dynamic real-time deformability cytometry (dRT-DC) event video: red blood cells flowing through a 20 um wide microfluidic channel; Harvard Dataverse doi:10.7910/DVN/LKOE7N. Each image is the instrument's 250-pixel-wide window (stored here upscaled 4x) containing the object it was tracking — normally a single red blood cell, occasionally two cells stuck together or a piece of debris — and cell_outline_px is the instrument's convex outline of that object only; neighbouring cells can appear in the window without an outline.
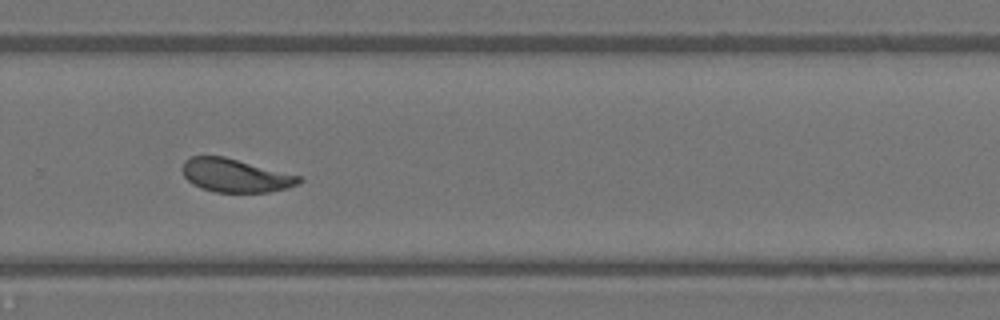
{"species": "Egyptian fruit bat (a non-hibernating species)", "species_latin": "Rousettus aegyptiacus", "temperature_condition": "warm", "stored_images_in_passage": 38, "camera_frame_rate_fps": 3000, "um_per_image_px": 0.085, "animal": {"sex": "female"}, "frame": {"image": 1, "passage_image": 22, "time_ms": 7.0, "image_size_px": [1000, 320], "cell_outline_px": [[304, 180], [300, 184], [288, 188], [268, 192], [216, 192], [200, 188], [192, 184], [184, 176], [184, 160], [192, 156], [224, 156], [300, 176]], "centroid_in_image_um": [20.03, 14.92], "position_along_channel_um": 309.8, "area_um2": 22.6}, "authors_computed_cell_mechanics": {"area_um2": 23.0622, "velocity_mm_per_s": 4.0859, "shape_relaxation_time_tau1_ms": 3.1387, "shape_relaxation_time_tau2_ms": 1.3513, "deformation_change_tau1": 0.1088, "deformation_change_tau2": 0.0808}}